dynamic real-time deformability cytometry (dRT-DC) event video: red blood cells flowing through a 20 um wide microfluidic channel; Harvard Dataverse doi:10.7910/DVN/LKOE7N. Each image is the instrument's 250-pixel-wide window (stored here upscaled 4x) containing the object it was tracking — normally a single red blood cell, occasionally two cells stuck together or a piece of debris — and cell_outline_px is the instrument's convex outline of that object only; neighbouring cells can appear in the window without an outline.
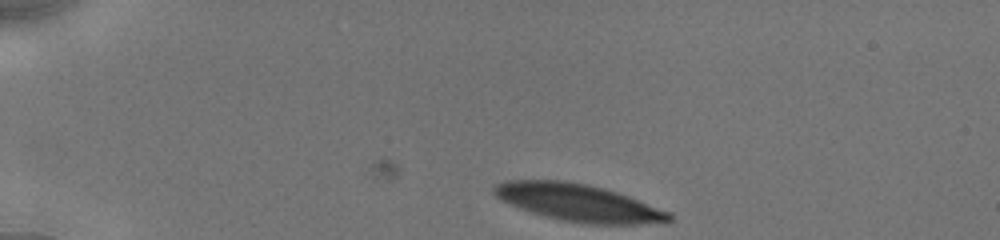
{"species": "human", "species_latin": "Homo sapiens", "temperature_condition": "cold", "stored_images_in_passage": 2, "camera_frame_rate_fps": 3000, "um_per_image_px": 0.085, "donor": {"sex": "male"}, "frame": {"image": 1, "passage_image": 2, "time_ms": 0.333, "image_size_px": [1000, 240], "cell_outline_px": [[672, 220], [668, 224], [580, 224], [560, 220], [544, 216], [520, 208], [500, 200], [492, 192], [492, 188], [496, 184], [508, 180], [560, 180], [588, 184], [604, 188], [628, 196], [672, 212]], "centroid_in_image_um": [49.22, 17.24], "position_along_channel_um": 35.8, "area_um2": 38.44}}